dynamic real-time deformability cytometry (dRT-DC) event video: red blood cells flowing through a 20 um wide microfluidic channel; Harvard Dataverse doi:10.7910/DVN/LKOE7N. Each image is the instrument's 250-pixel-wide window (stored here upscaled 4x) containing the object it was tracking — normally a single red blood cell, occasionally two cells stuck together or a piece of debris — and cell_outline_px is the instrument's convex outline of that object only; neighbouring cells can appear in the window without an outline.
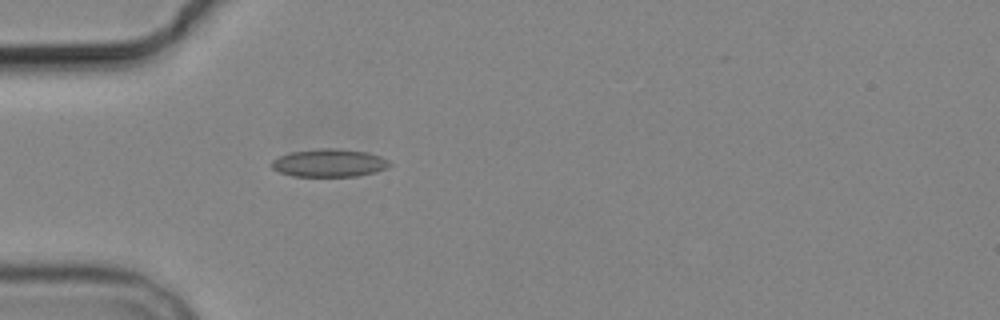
{"species": "common noctule bat (a hibernating species)", "species_latin": "Nyctalus noctula", "temperature_condition": "cold", "stored_images_in_passage": 4, "camera_frame_rate_fps": 3000, "um_per_image_px": 0.085, "animal": {"sex": "male", "body_mass_g": 19.2, "forearm_length_mm": 51.8}, "frame": {"image": 1, "passage_image": 4, "time_ms": 4.333, "image_size_px": [1000, 320], "cell_outline_px": [[392, 164], [388, 168], [376, 172], [356, 176], [292, 176], [280, 172], [272, 168], [272, 160], [280, 156], [292, 152], [320, 148], [332, 148], [368, 152], [380, 156], [388, 160]], "centroid_in_image_um": [28.02, 13.85], "position_along_channel_um": 57.0, "area_um2": 19.13}}